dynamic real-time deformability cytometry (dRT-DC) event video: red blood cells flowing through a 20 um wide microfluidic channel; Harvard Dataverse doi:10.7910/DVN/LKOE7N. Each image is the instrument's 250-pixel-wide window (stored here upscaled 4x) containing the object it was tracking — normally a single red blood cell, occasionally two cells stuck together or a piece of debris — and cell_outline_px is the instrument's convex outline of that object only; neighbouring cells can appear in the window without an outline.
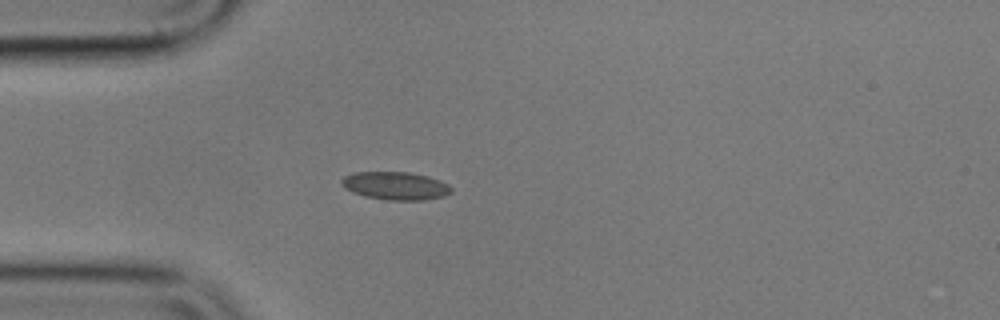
{"species": "common noctule bat (a hibernating species)", "species_latin": "Nyctalus noctula", "temperature_condition": "cold", "stored_images_in_passage": 41, "camera_frame_rate_fps": 3000, "um_per_image_px": 0.085, "animal": {"sex": "male", "body_mass_g": 17.9}, "frame": {"image": 1, "passage_image": 1, "time_ms": 0.0, "image_size_px": [1000, 320], "cell_outline_px": [[452, 192], [444, 196], [424, 200], [388, 200], [364, 196], [352, 192], [344, 188], [340, 184], [340, 180], [344, 176], [352, 172], [408, 172], [428, 176], [440, 180], [448, 184], [452, 188]], "centroid_in_image_um": [33.59, 15.79], "position_along_channel_um": 51.4, "area_um2": 18.09}}
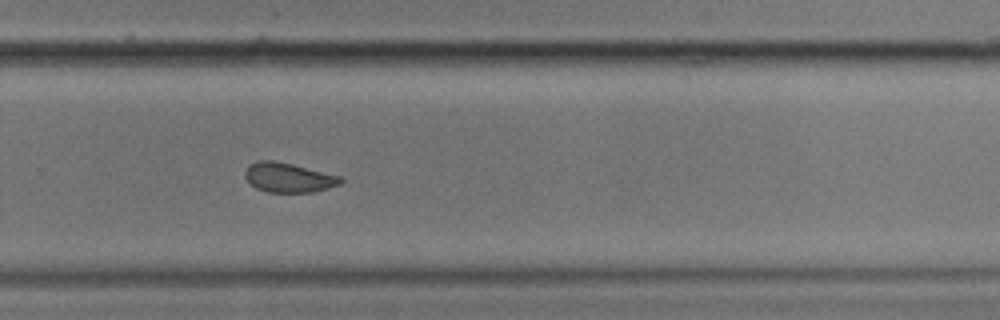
{"frame": {"image": 2, "passage_image": 23, "time_ms": 7.333, "image_size_px": [1000, 320], "cell_outline_px": [[344, 180], [340, 184], [328, 188], [312, 192], [268, 192], [256, 188], [244, 176], [244, 172], [248, 164], [256, 160], [272, 160], [292, 164], [344, 176]], "centroid_in_image_um": [24.54, 15.08], "position_along_channel_um": 305.3, "area_um2": 16.65}}
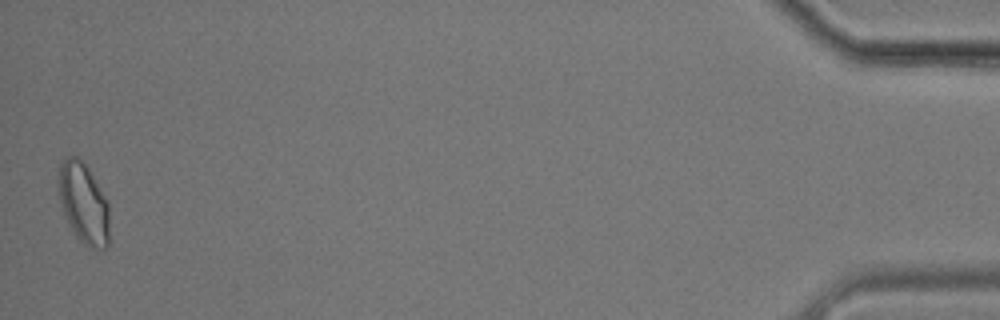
{"frame": {"image": 3, "passage_image": 41, "time_ms": 13.333, "image_size_px": [1000, 320], "cell_outline_px": [[108, 244], [104, 248], [92, 248], [84, 244], [76, 236], [64, 212], [60, 200], [56, 184], [56, 176], [60, 164], [68, 156], [76, 156], [84, 160], [108, 200]], "centroid_in_image_um": [7.08, 17.19], "position_along_channel_um": 428.1, "area_um2": 24.1}, "authors_computed_cell_mechanics": {"area_um2": 17.3978, "velocity_mm_per_s": 3.5766, "shape_relaxation_time_tau1_ms": 8.382, "shape_relaxation_time_tau2_ms": 1.1337, "deformation_change_tau1": 0.0982, "deformation_change_tau2": 0.0543}}